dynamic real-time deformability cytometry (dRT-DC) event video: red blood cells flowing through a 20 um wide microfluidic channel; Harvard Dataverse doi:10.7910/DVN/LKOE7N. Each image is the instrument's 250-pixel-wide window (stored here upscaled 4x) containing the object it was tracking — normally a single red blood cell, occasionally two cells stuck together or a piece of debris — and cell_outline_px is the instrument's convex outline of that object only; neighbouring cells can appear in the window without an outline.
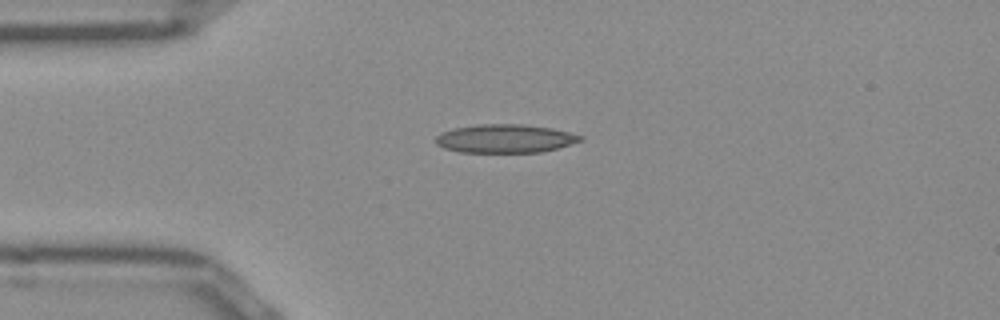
{"species": "Egyptian fruit bat (a non-hibernating species)", "species_latin": "Rousettus aegyptiacus", "temperature_condition": "room temperature", "stored_images_in_passage": 40, "camera_frame_rate_fps": 3000, "um_per_image_px": 0.085, "frame": {"image": 1, "passage_image": 1, "time_ms": 0.0, "image_size_px": [1000, 320], "cell_outline_px": [[584, 140], [556, 148], [540, 152], [460, 152], [444, 148], [436, 144], [436, 136], [444, 132], [456, 128], [480, 124], [524, 124], [552, 128], [584, 136]], "centroid_in_image_um": [42.96, 11.78], "position_along_channel_um": 42.0, "area_um2": 23.81}}
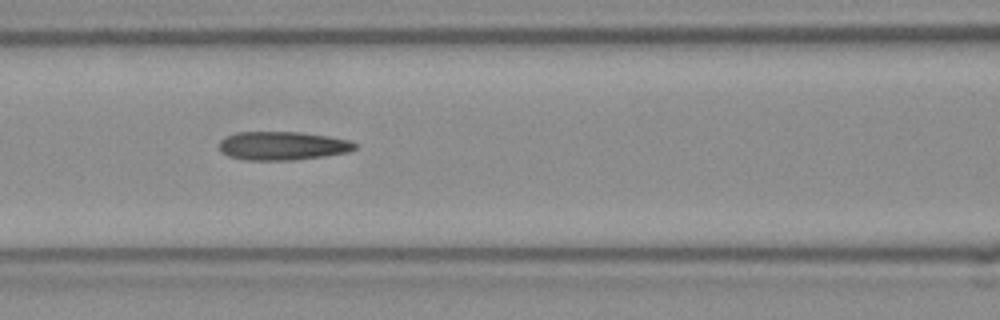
{"frame": {"image": 2, "passage_image": 10, "time_ms": 3.0, "image_size_px": [1000, 320], "cell_outline_px": [[356, 148], [348, 152], [324, 156], [292, 160], [244, 160], [228, 156], [220, 148], [220, 140], [224, 136], [236, 132], [300, 132], [328, 136], [348, 140], [356, 144]], "centroid_in_image_um": [23.99, 12.39], "position_along_channel_um": 142.6, "area_um2": 22.54}}
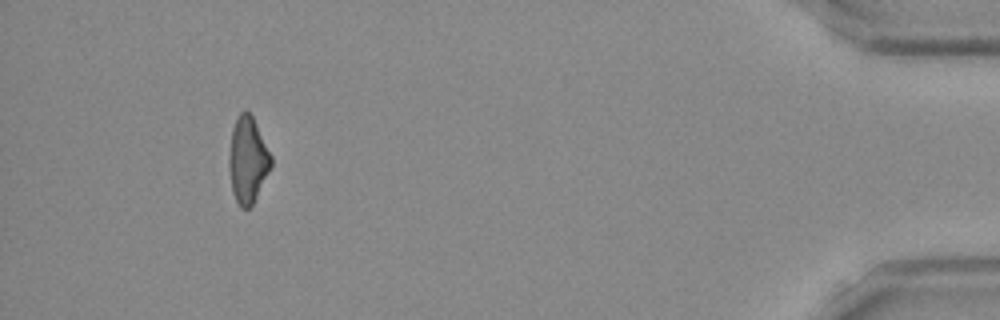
{"frame": {"image": 3, "passage_image": 36, "time_ms": 11.667, "image_size_px": [1000, 320], "cell_outline_px": [[272, 168], [252, 204], [248, 208], [240, 208], [232, 192], [228, 164], [228, 160], [232, 128], [236, 116], [244, 108], [252, 116], [272, 156]], "centroid_in_image_um": [21.05, 13.58], "position_along_channel_um": 414.1, "area_um2": 21.27}, "authors_computed_cell_mechanics": {"area_um2": 22.0796, "velocity_mm_per_s": 3.9496, "shape_relaxation_time_tau1_ms": 8.7597, "shape_relaxation_time_tau2_ms": 2.7955, "deformation_change_tau1": 0.2242, "deformation_change_tau2": 0.147}}